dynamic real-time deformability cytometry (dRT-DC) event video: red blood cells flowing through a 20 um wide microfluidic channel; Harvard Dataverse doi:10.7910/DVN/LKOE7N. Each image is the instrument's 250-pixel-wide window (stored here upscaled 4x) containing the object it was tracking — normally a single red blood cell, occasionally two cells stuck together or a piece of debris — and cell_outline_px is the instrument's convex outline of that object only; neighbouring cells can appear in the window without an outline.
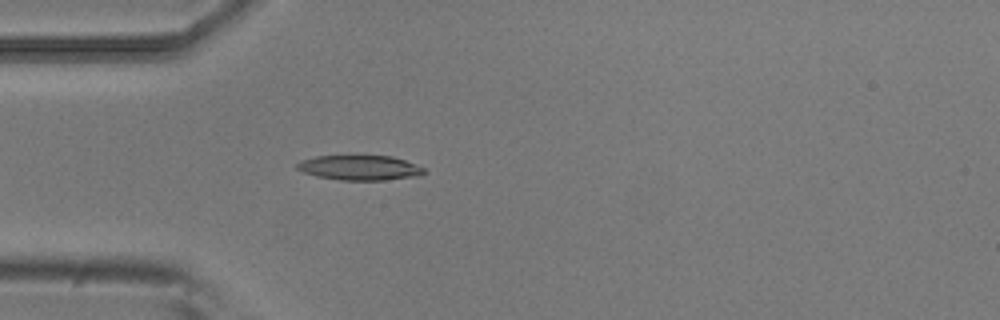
{"species": "common noctule bat (a hibernating species)", "species_latin": "Nyctalus noctula", "temperature_condition": "room temperature", "stored_images_in_passage": 5, "camera_frame_rate_fps": 3000, "um_per_image_px": 0.085, "animal": {"sex": "male", "body_mass_g": 20.5, "forearm_length_mm": 52.5}, "frame": {"image": 1, "passage_image": 5, "time_ms": 1.333, "image_size_px": [1000, 320], "cell_outline_px": [[428, 172], [420, 176], [384, 180], [340, 180], [316, 176], [304, 172], [296, 168], [296, 164], [300, 160], [316, 156], [392, 156], [404, 160], [424, 168]], "centroid_in_image_um": [30.59, 14.26], "position_along_channel_um": 54.4, "area_um2": 18.44}}